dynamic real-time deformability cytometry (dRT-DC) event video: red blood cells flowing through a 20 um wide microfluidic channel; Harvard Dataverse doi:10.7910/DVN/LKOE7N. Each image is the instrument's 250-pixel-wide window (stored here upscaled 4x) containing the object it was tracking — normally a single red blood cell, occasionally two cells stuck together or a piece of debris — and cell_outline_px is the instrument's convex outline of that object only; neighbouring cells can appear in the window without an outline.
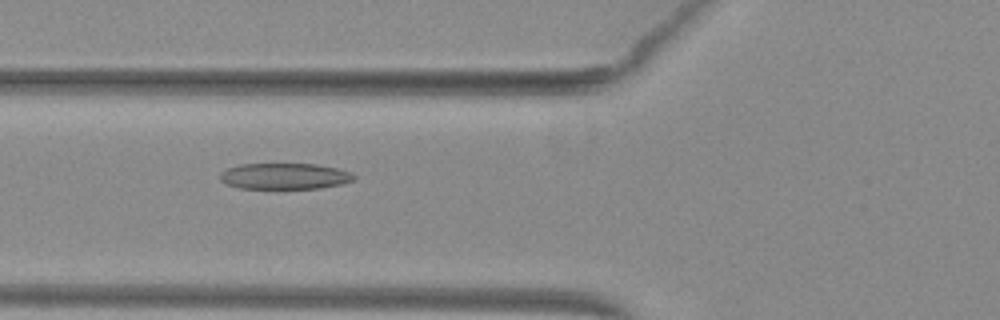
{"species": "common noctule bat (a hibernating species)", "species_latin": "Nyctalus noctula", "temperature_condition": "warm", "stored_images_in_passage": 50, "camera_frame_rate_fps": 3000, "um_per_image_px": 0.085, "animal": {"sex": "female", "body_mass_g": 29.2, "forearm_length_mm": 56.3}, "frame": {"image": 1, "passage_image": 18, "time_ms": 5.667, "image_size_px": [1000, 320], "cell_outline_px": [[356, 176], [352, 180], [340, 184], [320, 188], [240, 188], [228, 184], [220, 180], [220, 172], [228, 168], [240, 164], [316, 164], [336, 168], [352, 172]], "centroid_in_image_um": [24.19, 14.97], "position_along_channel_um": 101.6, "area_um2": 20.17}}
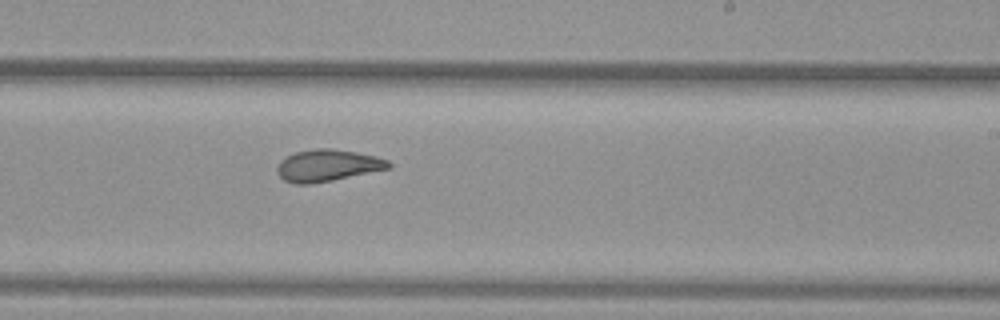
{"frame": {"image": 2, "passage_image": 30, "time_ms": 9.667, "image_size_px": [1000, 320], "cell_outline_px": [[392, 168], [312, 184], [296, 184], [284, 180], [276, 172], [276, 168], [280, 160], [296, 152], [316, 148], [332, 148], [356, 152], [376, 156], [388, 160], [392, 164]], "centroid_in_image_um": [27.85, 14.06], "position_along_channel_um": 261.1, "area_um2": 20.75}}
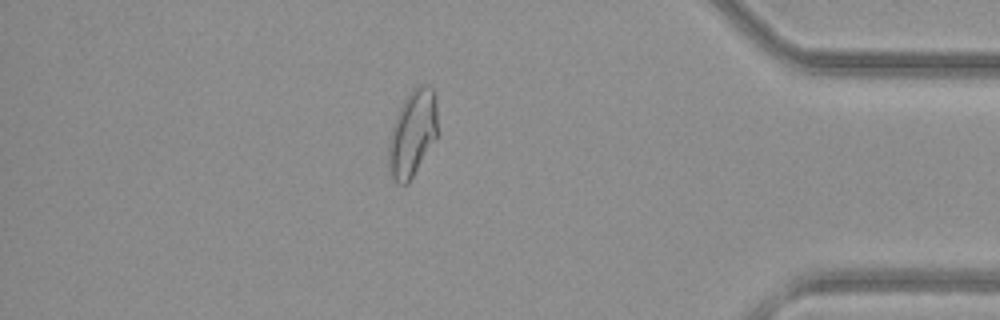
{"frame": {"image": 3, "passage_image": 43, "time_ms": 14.0, "image_size_px": [1000, 320], "cell_outline_px": [[436, 136], [408, 184], [396, 184], [388, 168], [388, 144], [392, 128], [396, 116], [404, 100], [412, 88], [420, 84], [428, 84], [436, 92]], "centroid_in_image_um": [35.04, 11.31], "position_along_channel_um": 400.2, "area_um2": 24.45}, "authors_computed_cell_mechanics": {"area_um2": 22.4264, "velocity_mm_per_s": 3.9872, "shape_relaxation_time_tau1_ms": null, "shape_relaxation_time_tau2_ms": 1.484, "deformation_change_tau1": null, "deformation_change_tau2": 0.0868}}